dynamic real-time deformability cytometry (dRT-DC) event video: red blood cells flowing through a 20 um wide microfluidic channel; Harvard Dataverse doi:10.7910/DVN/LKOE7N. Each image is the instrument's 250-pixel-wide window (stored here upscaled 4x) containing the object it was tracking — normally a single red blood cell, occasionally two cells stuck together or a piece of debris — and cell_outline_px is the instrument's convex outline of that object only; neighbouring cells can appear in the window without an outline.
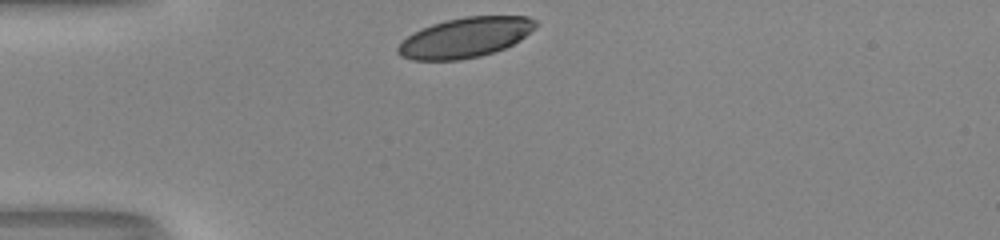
{"species": "human", "species_latin": "Homo sapiens", "temperature_condition": "room temperature", "stored_images_in_passage": 29, "camera_frame_rate_fps": 3000, "um_per_image_px": 0.085, "donor": {"sex": "male"}, "frame": {"image": 1, "passage_image": 1, "time_ms": 0.0, "image_size_px": [1000, 240], "cell_outline_px": [[536, 24], [520, 40], [504, 48], [480, 56], [460, 60], [412, 60], [400, 56], [396, 52], [396, 48], [412, 32], [420, 28], [444, 20], [464, 16], [528, 16], [536, 20]], "centroid_in_image_um": [39.49, 3.19], "position_along_channel_um": 45.5, "area_um2": 32.02}}
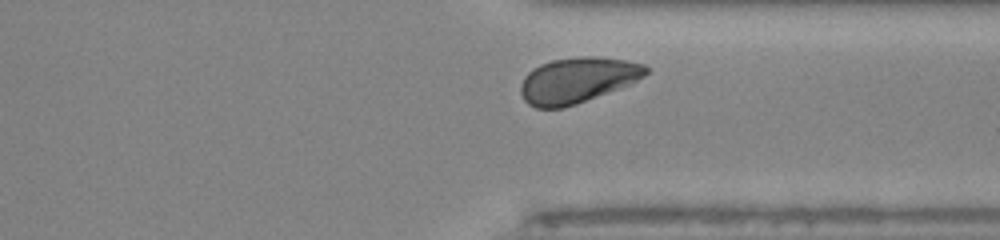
{"frame": {"image": 2, "passage_image": 27, "time_ms": 8.667, "image_size_px": [1000, 240], "cell_outline_px": [[648, 72], [644, 76], [628, 84], [576, 104], [564, 108], [536, 108], [528, 104], [524, 100], [520, 92], [520, 84], [524, 76], [532, 68], [540, 64], [552, 60], [580, 56], [596, 56], [624, 60], [644, 64], [648, 68]], "centroid_in_image_um": [49.02, 6.81], "position_along_channel_um": 362.4, "area_um2": 33.12}, "authors_computed_cell_mechanics": {"area_um2": 33.6396, "velocity_mm_per_s": 3.9602, "shape_relaxation_time_tau1_ms": 2.3621, "shape_relaxation_time_tau2_ms": null, "deformation_change_tau1": 0.1099, "deformation_change_tau2": null}}